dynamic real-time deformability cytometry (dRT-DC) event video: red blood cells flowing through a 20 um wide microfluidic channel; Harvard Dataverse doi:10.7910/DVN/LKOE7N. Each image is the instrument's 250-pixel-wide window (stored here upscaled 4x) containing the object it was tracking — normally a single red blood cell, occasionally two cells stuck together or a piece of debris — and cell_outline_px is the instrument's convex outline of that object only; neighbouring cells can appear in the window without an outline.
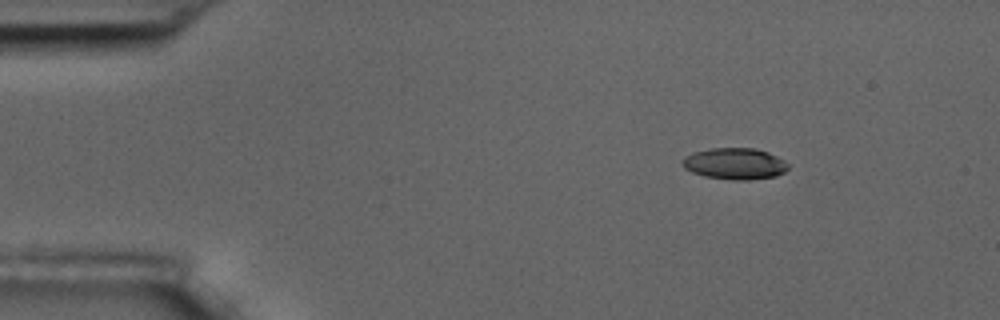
{"species": "common noctule bat (a hibernating species)", "species_latin": "Nyctalus noctula", "temperature_condition": "room temperature", "stored_images_in_passage": 4, "camera_frame_rate_fps": 3000, "um_per_image_px": 0.085, "animal": {"sex": "male", "body_mass_g": 17.5, "forearm_length_mm": 52.3}, "frame": {"image": 1, "passage_image": 1, "time_ms": 0.0, "image_size_px": [1000, 320], "cell_outline_px": [[788, 168], [784, 172], [776, 176], [748, 180], [732, 180], [704, 176], [692, 172], [684, 168], [680, 164], [680, 160], [684, 156], [692, 152], [708, 148], [756, 148], [768, 152], [784, 160], [788, 164]], "centroid_in_image_um": [62.41, 13.9], "position_along_channel_um": 22.6, "area_um2": 19.65}}
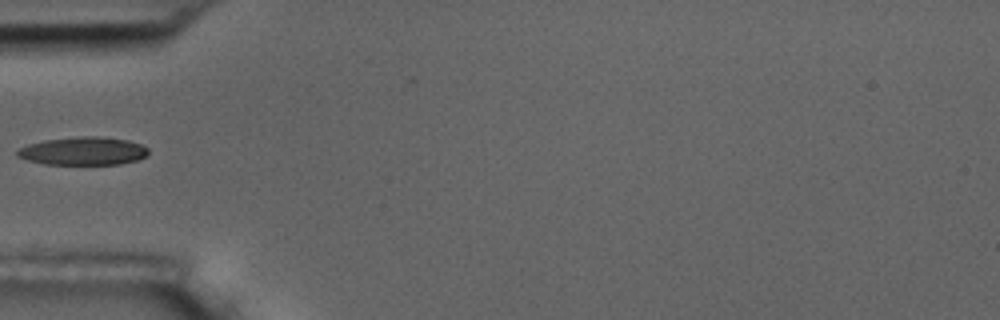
{"frame": {"image": 2, "passage_image": 4, "time_ms": 3.667, "image_size_px": [1000, 320], "cell_outline_px": [[148, 156], [136, 160], [120, 164], [44, 164], [28, 160], [16, 156], [16, 152], [20, 148], [28, 144], [44, 140], [80, 136], [96, 136], [128, 140], [140, 144], [148, 148]], "centroid_in_image_um": [7.07, 12.84], "position_along_channel_um": 77.9, "area_um2": 21.44}}